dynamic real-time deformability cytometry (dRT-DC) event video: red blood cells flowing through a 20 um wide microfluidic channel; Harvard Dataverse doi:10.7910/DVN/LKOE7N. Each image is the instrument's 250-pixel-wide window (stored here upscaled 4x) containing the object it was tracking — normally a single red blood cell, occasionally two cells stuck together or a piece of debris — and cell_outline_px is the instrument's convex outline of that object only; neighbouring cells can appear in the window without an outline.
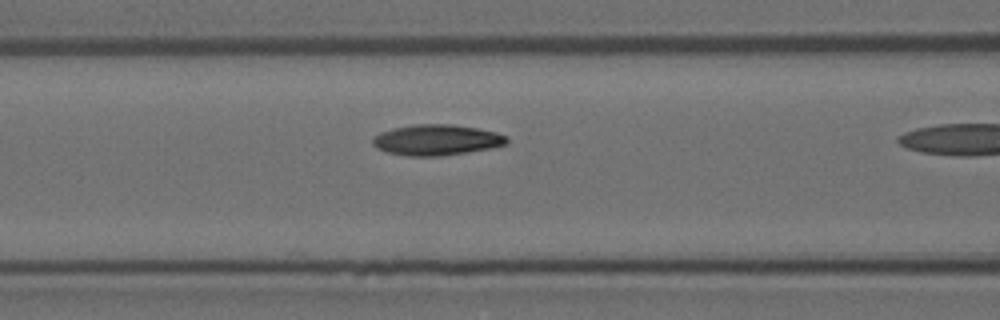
{"species": "Egyptian fruit bat (a non-hibernating species)", "species_latin": "Rousettus aegyptiacus", "temperature_condition": "room temperature", "stored_images_in_passage": 10, "camera_frame_rate_fps": 3000, "um_per_image_px": 0.085, "animal": {"sex": "female"}, "frame": {"image": 1, "passage_image": 9, "time_ms": 2.667, "image_size_px": [1000, 320], "cell_outline_px": [[508, 140], [504, 144], [488, 148], [440, 156], [408, 156], [388, 152], [376, 148], [372, 144], [372, 136], [380, 132], [392, 128], [412, 124], [452, 124], [476, 128], [496, 132], [508, 136]], "centroid_in_image_um": [37.04, 11.88], "position_along_channel_um": 129.6, "area_um2": 23.93}}